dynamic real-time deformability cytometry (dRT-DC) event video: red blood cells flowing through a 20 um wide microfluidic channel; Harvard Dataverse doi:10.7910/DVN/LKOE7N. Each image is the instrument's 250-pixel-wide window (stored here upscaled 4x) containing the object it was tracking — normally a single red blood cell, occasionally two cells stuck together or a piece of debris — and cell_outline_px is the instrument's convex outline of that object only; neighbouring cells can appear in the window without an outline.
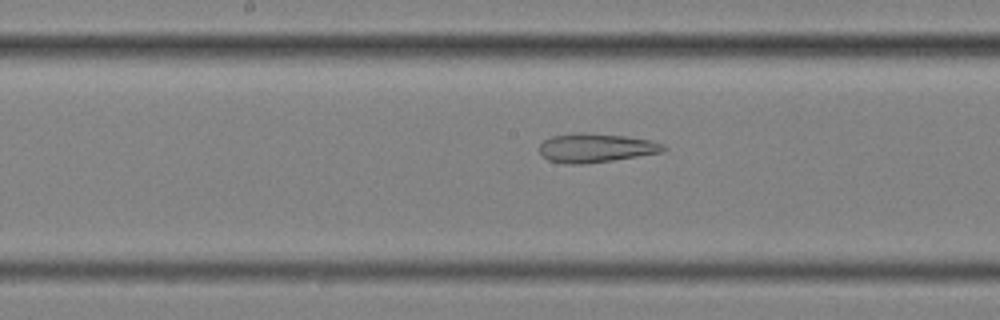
{"species": "common noctule bat (a hibernating species)", "species_latin": "Nyctalus noctula", "temperature_condition": "cold", "stored_images_in_passage": 58, "camera_frame_rate_fps": 3000, "um_per_image_px": 0.085, "animal": {"sex": "female", "body_mass_g": 25.1}, "frame": {"image": 1, "passage_image": 30, "time_ms": 9.667, "image_size_px": [1000, 320], "cell_outline_px": [[668, 148], [664, 152], [612, 160], [580, 164], [568, 164], [548, 160], [540, 152], [540, 144], [544, 140], [552, 136], [576, 132], [584, 132], [628, 136], [652, 140], [664, 144]], "centroid_in_image_um": [50.69, 12.55], "position_along_channel_um": 197.5, "area_um2": 21.04}}
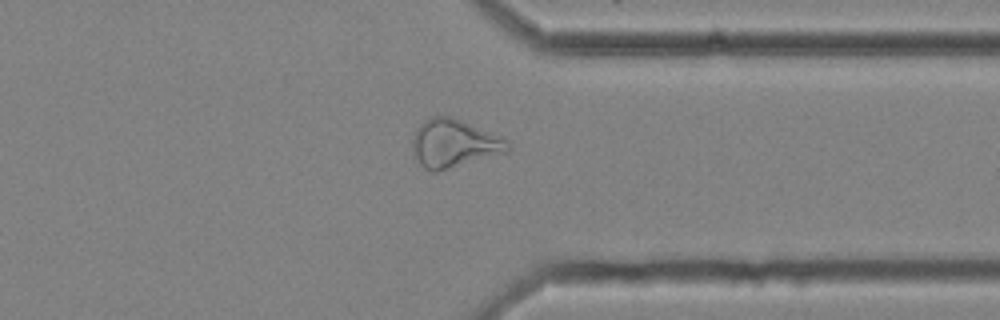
{"frame": {"image": 2, "passage_image": 45, "time_ms": 14.667, "image_size_px": [1000, 320], "cell_outline_px": [[512, 148], [508, 152], [436, 172], [432, 172], [424, 168], [420, 164], [412, 152], [412, 140], [416, 128], [424, 120], [432, 116], [448, 116], [460, 120], [512, 140]], "centroid_in_image_um": [38.62, 12.2], "position_along_channel_um": 372.8, "area_um2": 26.99}}
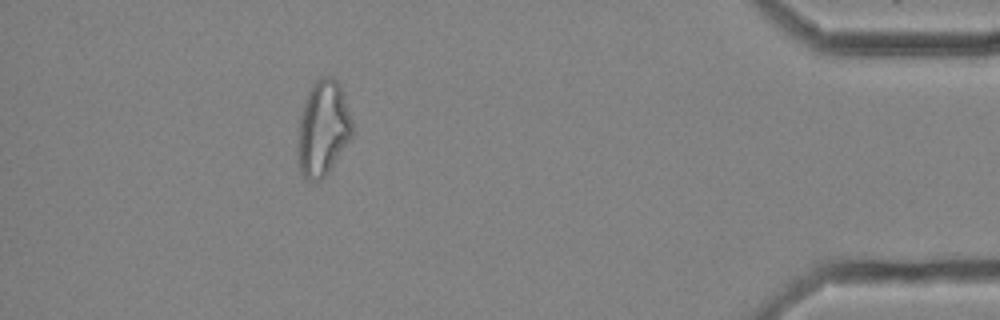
{"frame": {"image": 3, "passage_image": 52, "time_ms": 17.0, "image_size_px": [1000, 320], "cell_outline_px": [[352, 136], [328, 172], [320, 180], [308, 180], [300, 172], [300, 116], [308, 92], [312, 84], [316, 80], [324, 76], [328, 76], [336, 80], [340, 84], [352, 120]], "centroid_in_image_um": [27.49, 10.88], "position_along_channel_um": 407.7, "area_um2": 29.3}, "authors_computed_cell_mechanics": {"area_um2": 28.6399, "velocity_mm_per_s": 3.5319, "shape_relaxation_time_tau1_ms": null, "shape_relaxation_time_tau2_ms": 4.0584, "deformation_change_tau1": null, "deformation_change_tau2": 0.1387}}